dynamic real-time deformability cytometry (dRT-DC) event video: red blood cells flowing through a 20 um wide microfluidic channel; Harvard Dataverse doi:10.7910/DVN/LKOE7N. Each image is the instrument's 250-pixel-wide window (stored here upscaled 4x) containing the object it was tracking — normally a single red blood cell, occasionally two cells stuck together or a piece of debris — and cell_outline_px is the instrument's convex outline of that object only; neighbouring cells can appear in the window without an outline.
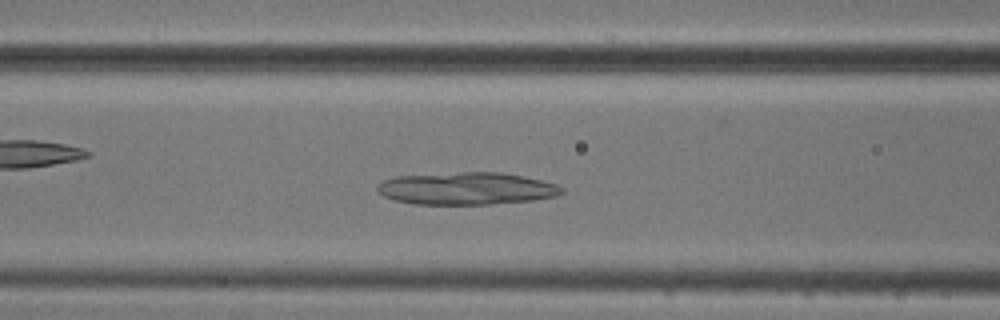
{"species": "common noctule bat (a hibernating species)", "species_latin": "Nyctalus noctula", "temperature_condition": "cold", "stored_images_in_passage": 50, "camera_frame_rate_fps": 3000, "um_per_image_px": 0.085, "animal": {"sex": "male", "body_mass_g": 20.5, "forearm_length_mm": 52.5}, "frame": {"image": 1, "passage_image": 17, "time_ms": 5.333, "image_size_px": [1000, 320], "cell_outline_px": [[564, 192], [556, 196], [532, 200], [492, 204], [416, 204], [396, 200], [384, 196], [376, 192], [376, 188], [384, 180], [396, 176], [460, 172], [500, 172], [540, 180], [556, 184], [564, 188]], "centroid_in_image_um": [39.65, 16.02], "position_along_channel_um": 126.9, "area_um2": 34.62}}
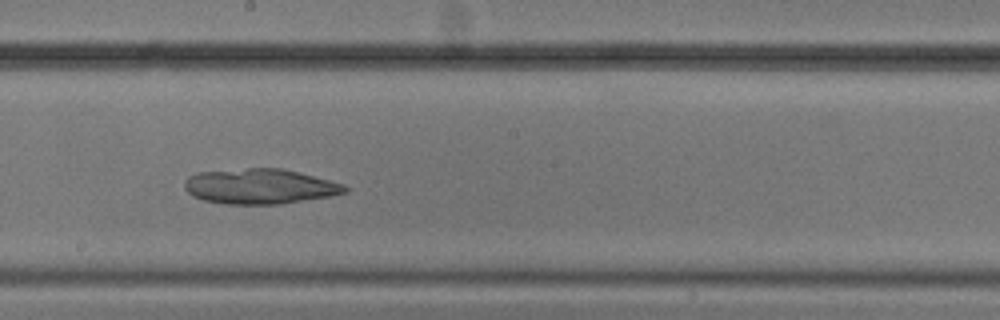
{"frame": {"image": 2, "passage_image": 25, "time_ms": 8.0, "image_size_px": [1000, 320], "cell_outline_px": [[348, 192], [332, 196], [280, 204], [224, 204], [204, 200], [192, 196], [184, 188], [184, 180], [188, 176], [196, 172], [248, 168], [280, 168], [344, 184], [348, 188]], "centroid_in_image_um": [22.05, 15.85], "position_along_channel_um": 226.1, "area_um2": 32.89}}
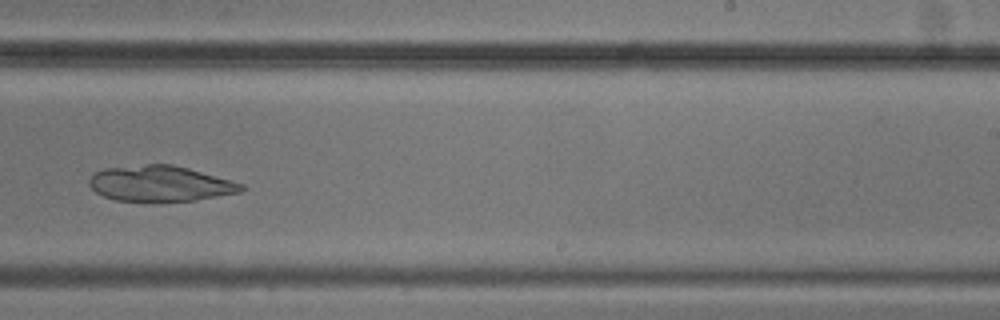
{"frame": {"image": 3, "passage_image": 29, "time_ms": 9.333, "image_size_px": [1000, 320], "cell_outline_px": [[244, 188], [240, 192], [196, 200], [148, 204], [116, 200], [104, 196], [96, 192], [88, 184], [88, 180], [96, 172], [104, 168], [148, 164], [172, 164], [188, 168], [244, 184]], "centroid_in_image_um": [13.58, 15.64], "position_along_channel_um": 275.4, "area_um2": 32.19}}